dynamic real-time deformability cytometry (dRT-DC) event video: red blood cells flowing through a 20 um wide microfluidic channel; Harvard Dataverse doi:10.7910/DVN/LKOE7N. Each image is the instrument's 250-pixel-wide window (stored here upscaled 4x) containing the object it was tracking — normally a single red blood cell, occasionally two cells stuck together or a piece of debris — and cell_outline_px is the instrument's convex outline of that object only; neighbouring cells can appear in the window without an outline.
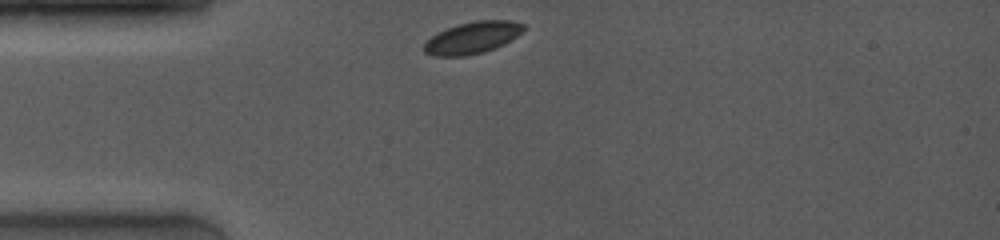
{"species": "common noctule bat (a hibernating species)", "species_latin": "Nyctalus noctula", "temperature_condition": "room temperature", "stored_images_in_passage": 41, "camera_frame_rate_fps": 4000, "um_per_image_px": 0.085, "animal": {"sex": "female", "body_mass_g": 19.0, "forearm_length_mm": 53.3}, "frame": {"image": 1, "passage_image": 1, "time_ms": 0.0, "image_size_px": [1000, 240], "cell_outline_px": [[528, 28], [504, 44], [496, 48], [484, 52], [464, 56], [432, 56], [424, 52], [424, 44], [432, 36], [448, 28], [460, 24], [476, 20], [508, 20], [524, 24]], "centroid_in_image_um": [40.19, 3.21], "position_along_channel_um": 44.8, "area_um2": 18.38}}
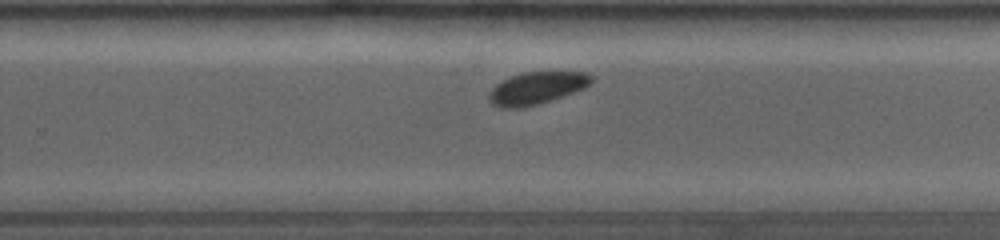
{"frame": {"image": 2, "passage_image": 27, "time_ms": 6.5, "image_size_px": [1000, 240], "cell_outline_px": [[592, 80], [584, 88], [536, 104], [520, 108], [500, 108], [492, 104], [488, 100], [488, 92], [496, 84], [512, 76], [524, 72], [588, 72], [592, 76]], "centroid_in_image_um": [45.56, 7.48], "position_along_channel_um": 284.2, "area_um2": 18.9}}
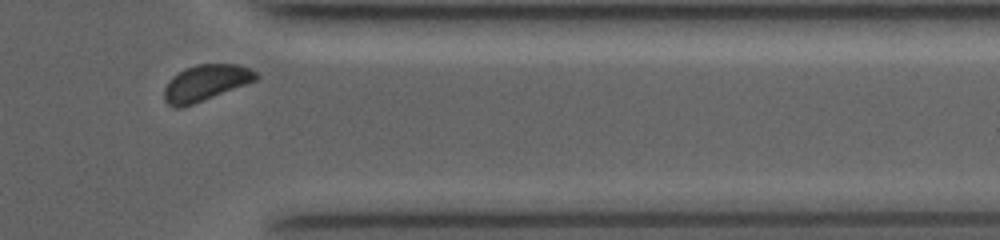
{"frame": {"image": 3, "passage_image": 38, "time_ms": 9.25, "image_size_px": [1000, 240], "cell_outline_px": [[260, 76], [256, 80], [192, 104], [180, 108], [176, 108], [168, 104], [164, 100], [164, 88], [168, 80], [172, 76], [184, 68], [196, 64], [236, 64], [248, 68], [256, 72]], "centroid_in_image_um": [17.43, 7.03], "position_along_channel_um": 394.0, "area_um2": 19.13}}